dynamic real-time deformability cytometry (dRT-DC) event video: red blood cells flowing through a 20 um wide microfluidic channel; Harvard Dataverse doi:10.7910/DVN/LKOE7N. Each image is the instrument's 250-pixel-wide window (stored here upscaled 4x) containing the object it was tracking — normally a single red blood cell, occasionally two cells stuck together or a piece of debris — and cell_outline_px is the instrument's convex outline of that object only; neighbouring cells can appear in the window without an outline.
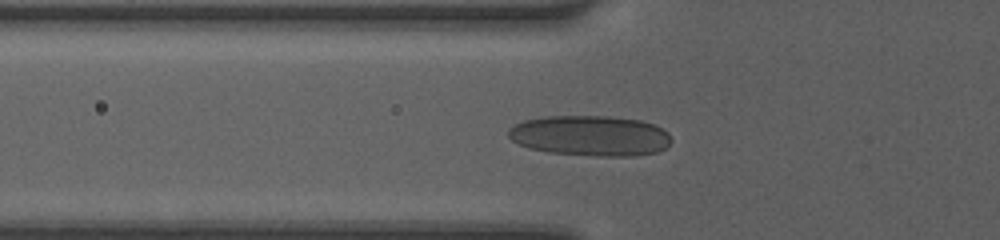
{"species": "human", "species_latin": "Homo sapiens", "temperature_condition": "room temperature", "stored_images_in_passage": 48, "camera_frame_rate_fps": 3000, "um_per_image_px": 0.085, "donor": {"sex": "female"}, "frame": {"image": 1, "passage_image": 19, "time_ms": 6.0, "image_size_px": [1000, 240], "cell_outline_px": [[672, 140], [664, 148], [656, 152], [636, 156], [596, 156], [548, 152], [528, 148], [512, 140], [508, 136], [508, 128], [524, 120], [544, 116], [608, 116], [640, 120], [656, 124], [668, 132]], "centroid_in_image_um": [50.18, 11.53], "position_along_channel_um": 75.6, "area_um2": 38.61}}
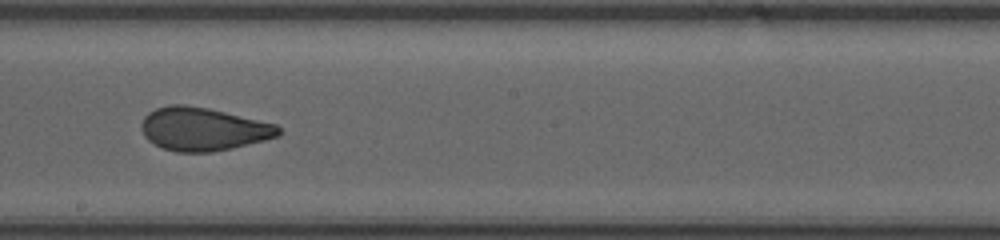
{"frame": {"image": 2, "passage_image": 30, "time_ms": 9.667, "image_size_px": [1000, 240], "cell_outline_px": [[280, 136], [232, 148], [212, 152], [176, 152], [164, 148], [148, 140], [144, 136], [140, 128], [140, 124], [144, 116], [148, 112], [156, 108], [168, 104], [184, 104], [208, 108], [276, 124], [280, 128]], "centroid_in_image_um": [17.23, 10.96], "position_along_channel_um": 231.0, "area_um2": 34.56}}
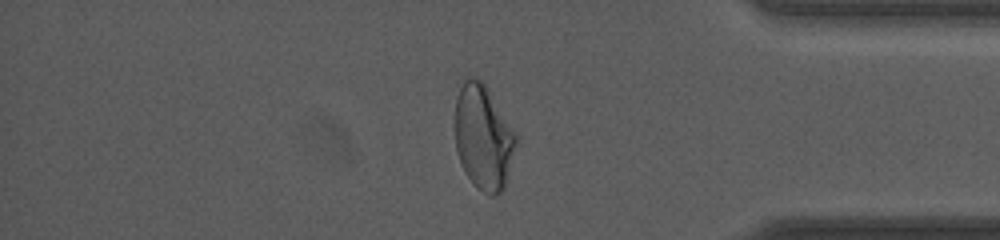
{"frame": {"image": 3, "passage_image": 43, "time_ms": 14.0, "image_size_px": [1000, 240], "cell_outline_px": [[516, 144], [504, 188], [496, 196], [492, 196], [476, 188], [472, 184], [464, 172], [456, 148], [456, 96], [464, 80], [472, 76], [480, 80], [484, 84], [516, 132]], "centroid_in_image_um": [41.08, 11.7], "position_along_channel_um": 394.1, "area_um2": 36.82}}